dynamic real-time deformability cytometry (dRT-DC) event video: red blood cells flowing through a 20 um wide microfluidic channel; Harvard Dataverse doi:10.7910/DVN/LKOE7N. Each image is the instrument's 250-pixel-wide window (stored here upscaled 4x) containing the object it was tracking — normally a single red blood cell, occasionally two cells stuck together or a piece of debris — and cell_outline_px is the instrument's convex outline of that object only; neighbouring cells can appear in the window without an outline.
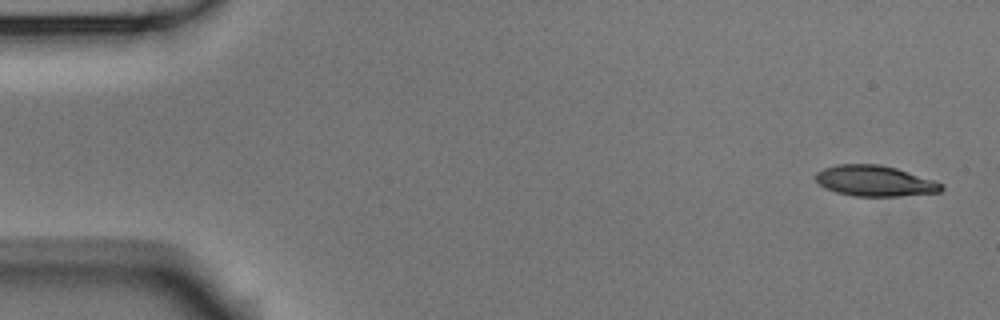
{"species": "Egyptian fruit bat (a non-hibernating species)", "species_latin": "Rousettus aegyptiacus", "temperature_condition": "room temperature", "stored_images_in_passage": 6, "camera_frame_rate_fps": 3000, "um_per_image_px": 0.085, "animal": {"sex": "male"}, "frame": {"image": 1, "passage_image": 1, "time_ms": 0.0, "image_size_px": [1000, 320], "cell_outline_px": [[944, 188], [940, 192], [900, 196], [852, 196], [836, 192], [824, 188], [816, 180], [816, 172], [824, 168], [836, 164], [880, 164], [896, 168], [944, 184]], "centroid_in_image_um": [74.34, 15.38], "position_along_channel_um": 10.7, "area_um2": 22.48}}
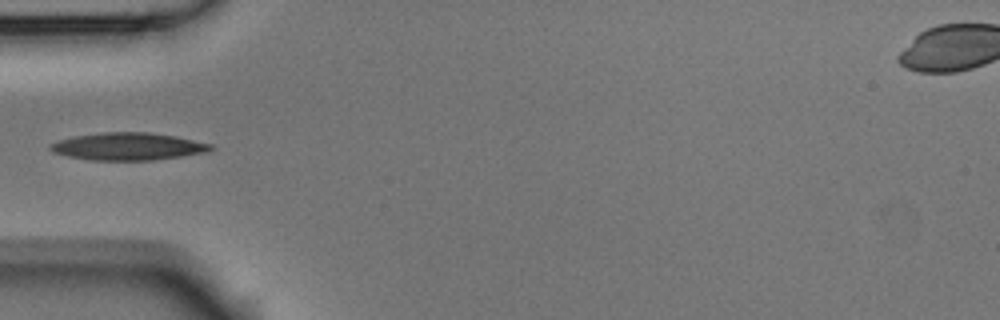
{"frame": {"image": 2, "passage_image": 5, "time_ms": 1.333, "image_size_px": [1000, 320], "cell_outline_px": [[212, 148], [208, 152], [152, 160], [92, 160], [68, 156], [52, 152], [48, 148], [48, 144], [72, 136], [104, 132], [148, 132], [176, 136], [212, 144]], "centroid_in_image_um": [10.85, 12.44], "position_along_channel_um": 74.2, "area_um2": 25.61}}
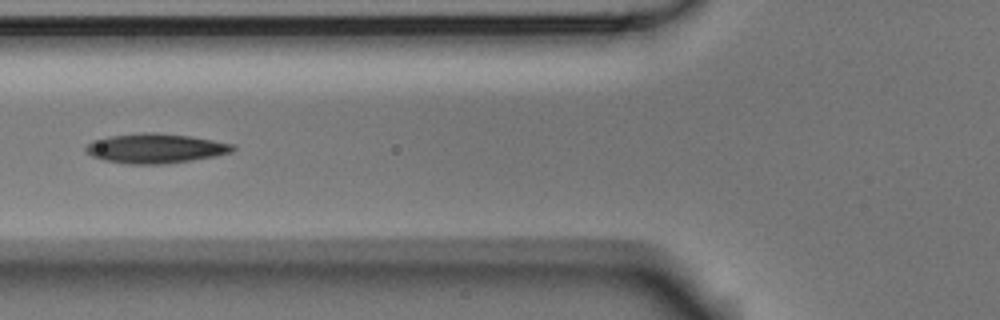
{"frame": {"image": 3, "passage_image": 6, "time_ms": 1.667, "image_size_px": [1000, 320], "cell_outline_px": [[236, 148], [232, 152], [216, 156], [192, 160], [164, 164], [124, 164], [104, 160], [92, 156], [84, 152], [84, 148], [92, 140], [108, 136], [140, 132], [156, 132], [192, 136], [232, 144]], "centroid_in_image_um": [13.17, 12.61], "position_along_channel_um": 112.6, "area_um2": 25.66}}